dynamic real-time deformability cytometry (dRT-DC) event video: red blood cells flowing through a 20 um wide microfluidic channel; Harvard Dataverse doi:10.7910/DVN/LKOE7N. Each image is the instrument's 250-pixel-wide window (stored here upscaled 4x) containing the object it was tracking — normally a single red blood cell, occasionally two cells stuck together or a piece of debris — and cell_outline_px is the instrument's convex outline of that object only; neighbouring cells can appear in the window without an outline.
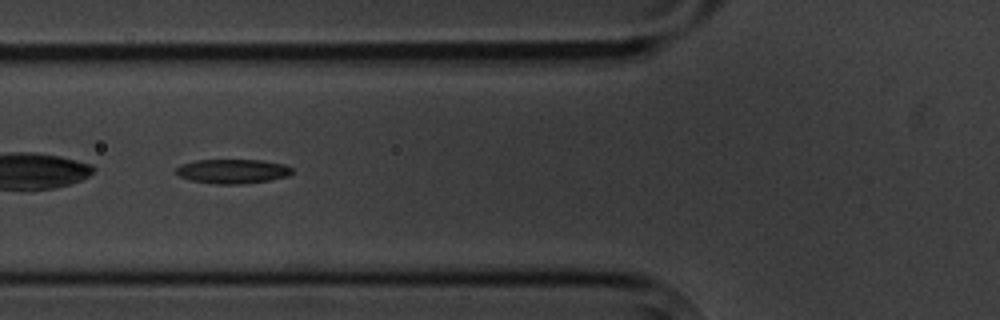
{"species": "common noctule bat (a hibernating species)", "species_latin": "Nyctalus noctula", "temperature_condition": "cold", "stored_images_in_passage": 6, "camera_frame_rate_fps": 3000, "um_per_image_px": 0.085, "animal": {"sex": "male", "body_mass_g": 20.1, "forearm_length_mm": 53.5}, "frame": {"image": 1, "passage_image": 3, "time_ms": 2.333, "image_size_px": [1000, 320], "cell_outline_px": [[292, 172], [288, 176], [268, 180], [244, 184], [216, 184], [192, 180], [180, 176], [176, 172], [176, 168], [180, 164], [196, 160], [260, 160], [284, 164], [292, 168]], "centroid_in_image_um": [19.77, 14.55], "position_along_channel_um": 106.0, "area_um2": 16.36}}
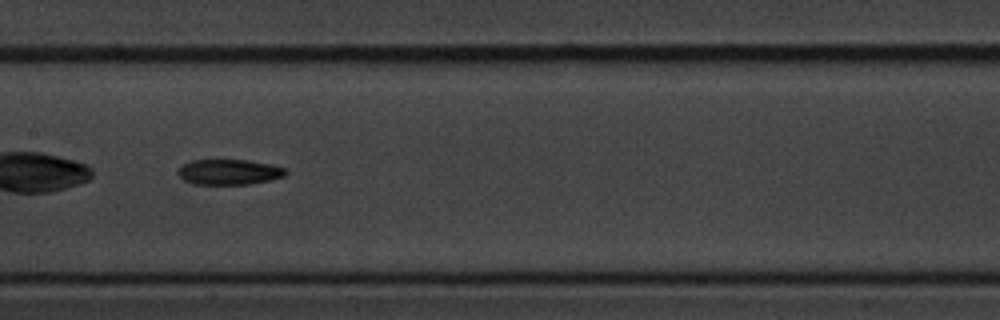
{"frame": {"image": 2, "passage_image": 5, "time_ms": 4.667, "image_size_px": [1000, 320], "cell_outline_px": [[288, 172], [284, 176], [272, 180], [248, 184], [196, 184], [184, 180], [176, 172], [184, 164], [192, 160], [248, 160], [268, 164], [284, 168]], "centroid_in_image_um": [19.48, 14.62], "position_along_channel_um": 187.9, "area_um2": 15.78}}